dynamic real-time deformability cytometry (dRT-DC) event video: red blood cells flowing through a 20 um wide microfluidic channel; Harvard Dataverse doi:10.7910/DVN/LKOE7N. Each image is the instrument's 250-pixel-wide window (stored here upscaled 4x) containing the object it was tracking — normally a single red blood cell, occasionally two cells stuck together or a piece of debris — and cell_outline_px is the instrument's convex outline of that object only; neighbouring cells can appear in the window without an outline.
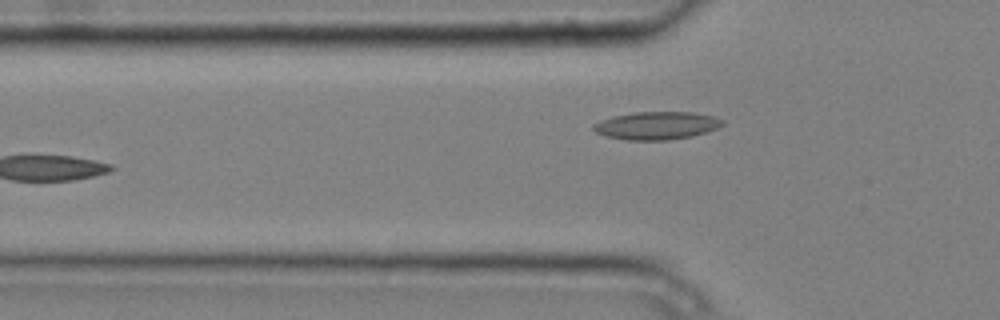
{"species": "common noctule bat (a hibernating species)", "species_latin": "Nyctalus noctula", "temperature_condition": "cold", "stored_images_in_passage": 7, "camera_frame_rate_fps": 3000, "um_per_image_px": 0.085, "animal": {"sex": "male", "body_mass_g": 20.4}, "frame": {"image": 1, "passage_image": 7, "time_ms": 2.0, "image_size_px": [1000, 320], "cell_outline_px": [[724, 124], [716, 128], [692, 136], [668, 140], [624, 140], [604, 136], [596, 132], [592, 128], [592, 124], [600, 120], [612, 116], [632, 112], [692, 112], [716, 116], [724, 120]], "centroid_in_image_um": [55.78, 10.67], "position_along_channel_um": 70.0, "area_um2": 21.15}}